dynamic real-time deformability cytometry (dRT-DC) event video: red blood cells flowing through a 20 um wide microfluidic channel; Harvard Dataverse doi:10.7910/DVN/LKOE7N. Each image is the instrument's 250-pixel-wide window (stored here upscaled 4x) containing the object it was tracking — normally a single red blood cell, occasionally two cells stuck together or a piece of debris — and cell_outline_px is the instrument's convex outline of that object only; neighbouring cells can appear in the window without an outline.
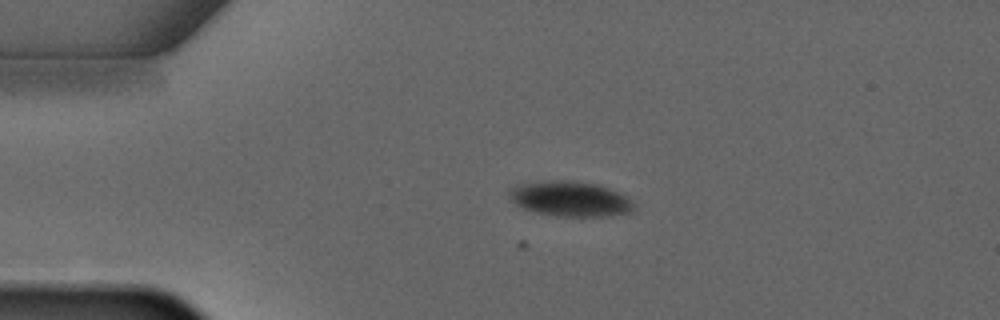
{"species": "common noctule bat (a hibernating species)", "species_latin": "Nyctalus noctula", "temperature_condition": "warm", "stored_images_in_passage": 3, "camera_frame_rate_fps": 3000, "um_per_image_px": 0.085, "animal": {"sex": "male", "forearm_length_mm": 52.5}, "frame": {"image": 1, "passage_image": 2, "time_ms": 2.0, "image_size_px": [1000, 320], "cell_outline_px": [[632, 208], [628, 212], [608, 216], [556, 216], [536, 212], [524, 208], [516, 204], [512, 200], [508, 192], [512, 188], [520, 184], [548, 180], [572, 180], [600, 184], [620, 192], [632, 204]], "centroid_in_image_um": [48.44, 16.88], "position_along_channel_um": 36.6, "area_um2": 25.26}}